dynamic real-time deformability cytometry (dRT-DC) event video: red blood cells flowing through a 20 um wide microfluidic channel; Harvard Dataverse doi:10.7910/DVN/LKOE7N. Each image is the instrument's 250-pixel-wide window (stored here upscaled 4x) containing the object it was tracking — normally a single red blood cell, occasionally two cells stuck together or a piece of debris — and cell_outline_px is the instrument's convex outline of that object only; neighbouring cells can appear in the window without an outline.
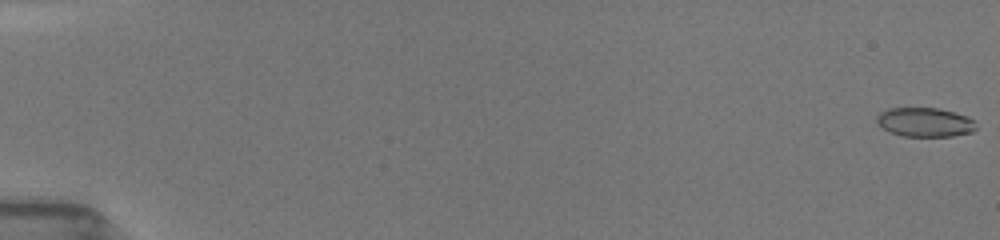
{"species": "common noctule bat (a hibernating species)", "species_latin": "Nyctalus noctula", "temperature_condition": "room temperature", "stored_images_in_passage": 15, "camera_frame_rate_fps": 3000, "um_per_image_px": 0.085, "animal": {"sex": "female", "body_mass_g": 19.5, "forearm_length_mm": 54.1}, "frame": {"image": 1, "passage_image": 1, "time_ms": 0.0, "image_size_px": [1000, 240], "cell_outline_px": [[976, 128], [972, 132], [952, 136], [904, 136], [892, 132], [876, 124], [876, 116], [880, 112], [888, 108], [940, 108], [956, 112], [968, 116], [972, 120]], "centroid_in_image_um": [78.6, 10.37], "position_along_channel_um": 6.4, "area_um2": 16.88}}
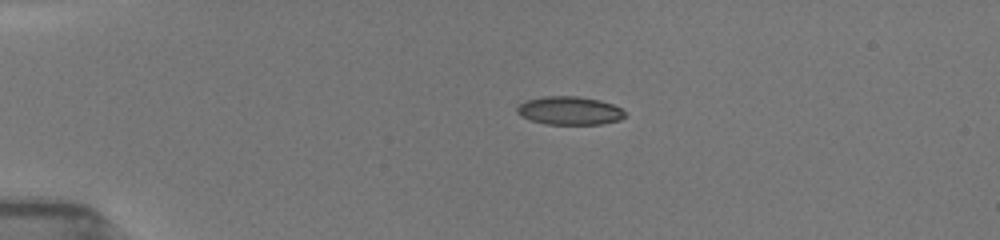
{"frame": {"image": 2, "passage_image": 10, "time_ms": 4.0, "image_size_px": [1000, 240], "cell_outline_px": [[624, 116], [620, 120], [600, 124], [548, 124], [532, 120], [520, 116], [516, 112], [516, 108], [524, 100], [544, 96], [576, 96], [600, 100], [612, 104], [620, 108], [624, 112]], "centroid_in_image_um": [48.38, 9.4], "position_along_channel_um": 36.6, "area_um2": 17.74}}
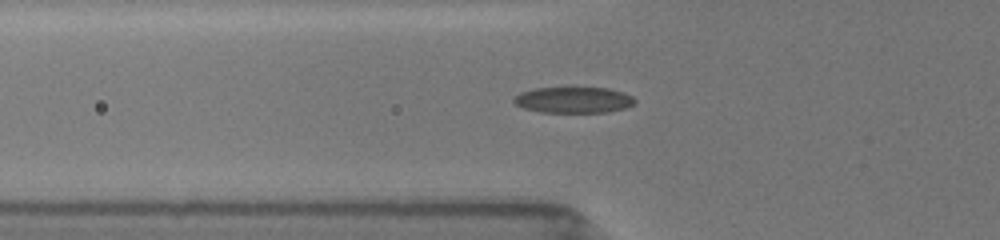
{"frame": {"image": 3, "passage_image": 15, "time_ms": 6.333, "image_size_px": [1000, 240], "cell_outline_px": [[636, 100], [632, 104], [624, 108], [608, 112], [540, 112], [524, 108], [516, 104], [512, 100], [520, 92], [536, 88], [608, 88], [632, 96]], "centroid_in_image_um": [48.73, 8.5], "position_along_channel_um": 77.1, "area_um2": 18.09}}